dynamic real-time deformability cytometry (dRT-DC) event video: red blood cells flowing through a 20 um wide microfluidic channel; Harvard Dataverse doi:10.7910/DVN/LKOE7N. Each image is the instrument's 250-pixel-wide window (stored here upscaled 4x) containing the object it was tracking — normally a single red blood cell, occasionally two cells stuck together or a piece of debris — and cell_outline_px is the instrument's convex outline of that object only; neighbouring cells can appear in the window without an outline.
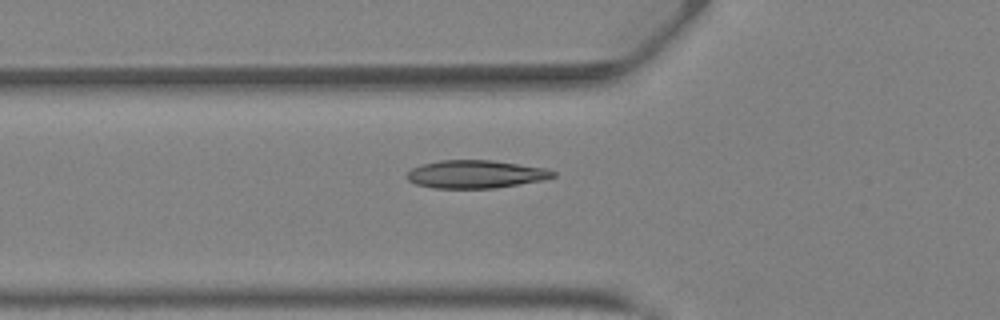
{"species": "Egyptian fruit bat (a non-hibernating species)", "species_latin": "Rousettus aegyptiacus", "temperature_condition": "warm", "stored_images_in_passage": 25, "camera_frame_rate_fps": 3000, "um_per_image_px": 0.085, "animal": {"sex": "female"}, "frame": {"image": 1, "passage_image": 3, "time_ms": 0.667, "image_size_px": [1000, 320], "cell_outline_px": [[556, 176], [544, 180], [496, 188], [436, 188], [416, 184], [408, 180], [408, 172], [412, 168], [424, 164], [440, 160], [492, 160], [548, 168], [556, 172]], "centroid_in_image_um": [40.5, 14.8], "position_along_channel_um": 85.3, "area_um2": 23.81}}
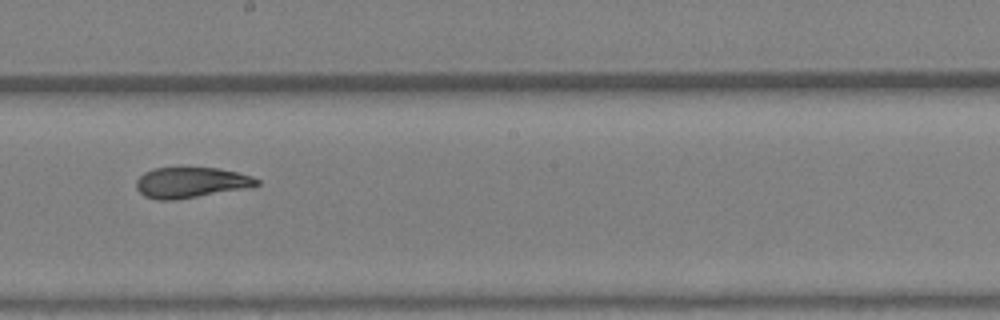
{"frame": {"image": 2, "passage_image": 12, "time_ms": 3.667, "image_size_px": [1000, 320], "cell_outline_px": [[260, 184], [244, 188], [172, 200], [156, 200], [144, 196], [136, 188], [136, 180], [144, 172], [152, 168], [216, 168], [236, 172], [252, 176], [260, 180]], "centroid_in_image_um": [16.17, 15.51], "position_along_channel_um": 232.0, "area_um2": 21.15}}
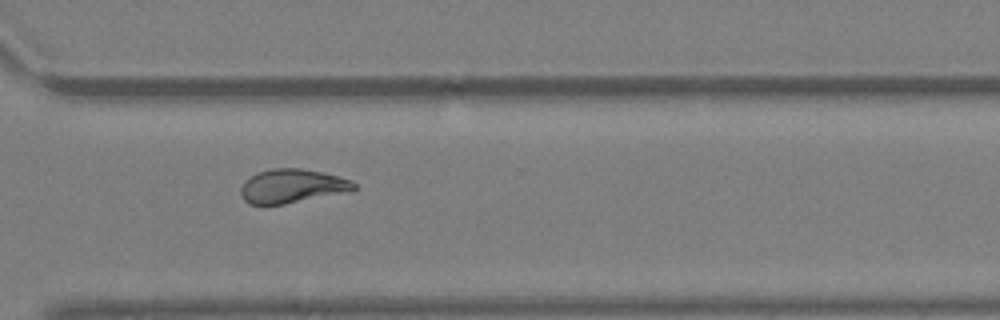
{"frame": {"image": 3, "passage_image": 19, "time_ms": 6.0, "image_size_px": [1000, 320], "cell_outline_px": [[356, 188], [352, 192], [284, 204], [248, 204], [244, 200], [240, 192], [240, 188], [256, 172], [272, 168], [300, 168], [320, 172], [352, 180], [356, 184]], "centroid_in_image_um": [24.87, 15.83], "position_along_channel_um": 345.7, "area_um2": 22.37}, "authors_computed_cell_mechanics": {"area_um2": 22.4842, "velocity_mm_per_s": 4.8775, "shape_relaxation_time_tau1_ms": null, "shape_relaxation_time_tau2_ms": 2.2397, "deformation_change_tau1": null, "deformation_change_tau2": 0.071}}